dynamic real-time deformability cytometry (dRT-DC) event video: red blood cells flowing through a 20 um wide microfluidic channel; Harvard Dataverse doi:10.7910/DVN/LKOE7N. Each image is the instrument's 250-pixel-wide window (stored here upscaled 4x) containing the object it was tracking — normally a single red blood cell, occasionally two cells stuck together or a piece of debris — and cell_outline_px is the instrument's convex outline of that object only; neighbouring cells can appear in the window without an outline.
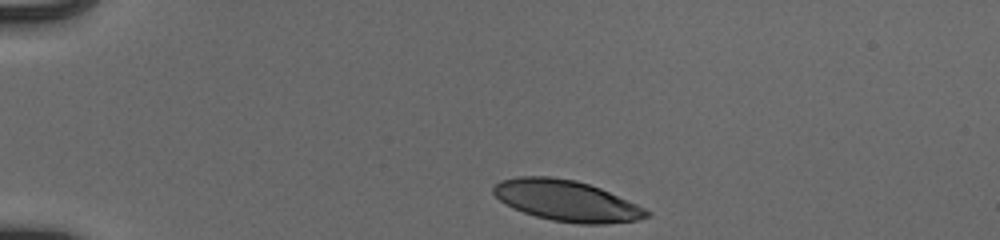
{"species": "human", "species_latin": "Homo sapiens", "temperature_condition": "cold", "stored_images_in_passage": 35, "camera_frame_rate_fps": 3000, "um_per_image_px": 0.085, "donor": {"sex": "male"}, "frame": {"image": 1, "passage_image": 1, "time_ms": 0.0, "image_size_px": [1000, 240], "cell_outline_px": [[652, 212], [648, 216], [636, 220], [604, 224], [580, 224], [552, 220], [536, 216], [512, 208], [504, 204], [492, 192], [492, 188], [500, 180], [516, 176], [548, 176], [576, 180], [600, 188], [636, 204]], "centroid_in_image_um": [48.12, 17.05], "position_along_channel_um": 36.9, "area_um2": 36.36}}
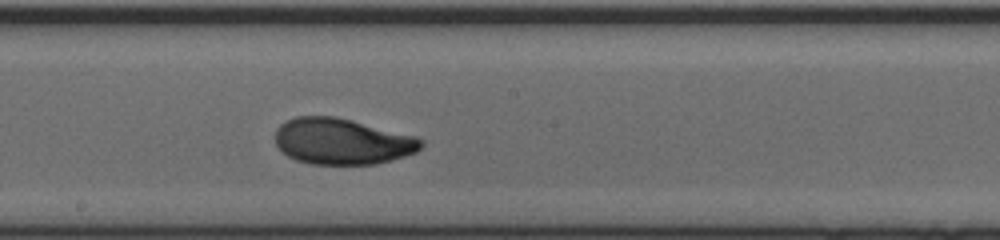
{"frame": {"image": 2, "passage_image": 20, "time_ms": 6.333, "image_size_px": [1000, 240], "cell_outline_px": [[424, 144], [416, 152], [392, 160], [376, 164], [312, 164], [296, 160], [288, 156], [276, 144], [276, 128], [280, 124], [296, 116], [336, 116], [416, 136], [424, 140]], "centroid_in_image_um": [29.1, 12.01], "position_along_channel_um": 219.1, "area_um2": 39.19}}
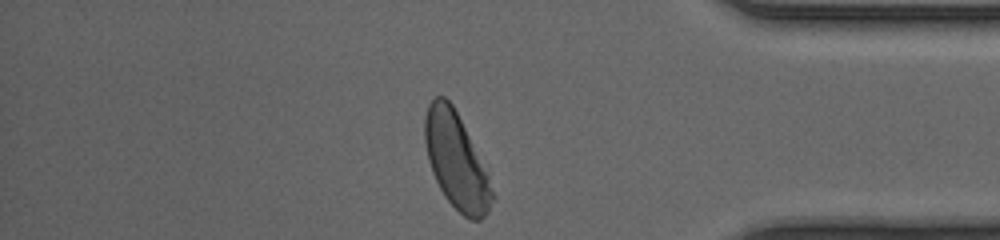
{"frame": {"image": 3, "passage_image": 35, "time_ms": 11.333, "image_size_px": [1000, 240], "cell_outline_px": [[496, 196], [488, 212], [480, 220], [472, 220], [464, 216], [444, 196], [432, 172], [428, 160], [424, 140], [424, 116], [428, 104], [436, 96], [444, 96], [452, 104], [488, 176]], "centroid_in_image_um": [38.76, 13.7], "position_along_channel_um": 396.4, "area_um2": 36.99}, "authors_computed_cell_mechanics": {"area_um2": 38.5526, "velocity_mm_per_s": 3.9199, "shape_relaxation_time_tau1_ms": 2.6735, "shape_relaxation_time_tau2_ms": 1.0879, "deformation_change_tau1": 0.1583, "deformation_change_tau2": 0.0518}}